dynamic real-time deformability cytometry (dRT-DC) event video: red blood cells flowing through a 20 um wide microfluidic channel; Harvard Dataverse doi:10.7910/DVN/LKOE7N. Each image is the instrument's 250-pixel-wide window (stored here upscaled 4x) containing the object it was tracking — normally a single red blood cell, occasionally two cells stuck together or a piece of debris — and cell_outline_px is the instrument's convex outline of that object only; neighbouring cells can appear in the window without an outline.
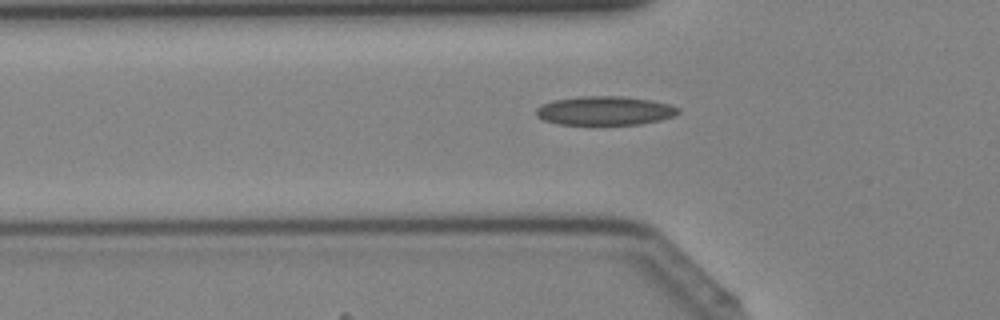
{"species": "Egyptian fruit bat (a non-hibernating species)", "species_latin": "Rousettus aegyptiacus", "temperature_condition": "cold", "stored_images_in_passage": 32, "camera_frame_rate_fps": 3000, "um_per_image_px": 0.085, "animal": {"sex": "female"}, "frame": {"image": 1, "passage_image": 4, "time_ms": 1.0, "image_size_px": [1000, 320], "cell_outline_px": [[680, 112], [676, 116], [660, 120], [640, 124], [560, 124], [544, 120], [536, 116], [536, 108], [552, 100], [580, 96], [620, 96], [652, 100], [668, 104], [680, 108]], "centroid_in_image_um": [51.44, 9.4], "position_along_channel_um": 74.4, "area_um2": 23.93}}
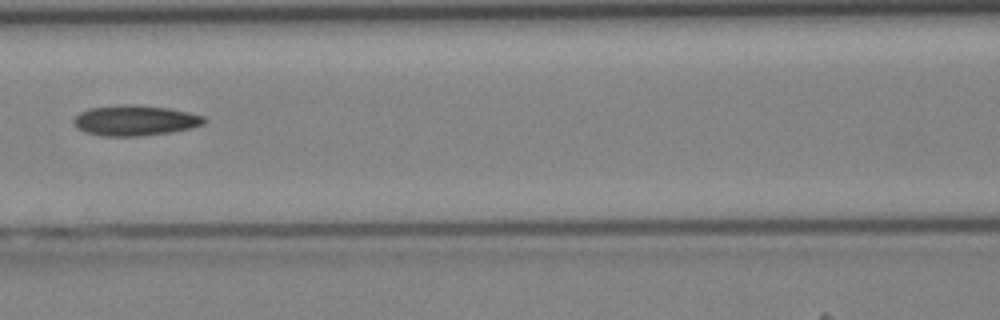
{"frame": {"image": 2, "passage_image": 9, "time_ms": 2.667, "image_size_px": [1000, 320], "cell_outline_px": [[208, 120], [204, 124], [192, 128], [172, 132], [140, 136], [100, 136], [84, 132], [76, 128], [76, 116], [80, 112], [88, 108], [124, 104], [132, 104], [168, 108], [188, 112], [204, 116]], "centroid_in_image_um": [11.51, 10.24], "position_along_channel_um": 155.1, "area_um2": 23.24}}
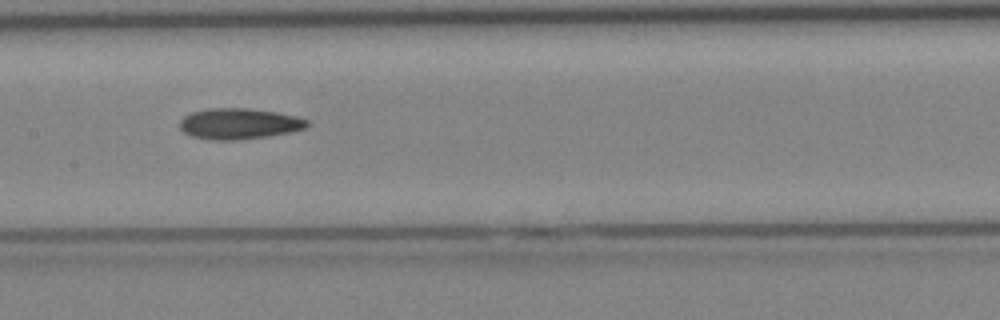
{"frame": {"image": 3, "passage_image": 11, "time_ms": 3.333, "image_size_px": [1000, 320], "cell_outline_px": [[308, 124], [304, 128], [288, 132], [268, 136], [236, 140], [212, 140], [192, 136], [184, 132], [180, 128], [180, 120], [184, 116], [192, 112], [208, 108], [248, 108], [276, 112], [296, 116], [308, 120]], "centroid_in_image_um": [20.29, 10.51], "position_along_channel_um": 187.1, "area_um2": 22.77}}